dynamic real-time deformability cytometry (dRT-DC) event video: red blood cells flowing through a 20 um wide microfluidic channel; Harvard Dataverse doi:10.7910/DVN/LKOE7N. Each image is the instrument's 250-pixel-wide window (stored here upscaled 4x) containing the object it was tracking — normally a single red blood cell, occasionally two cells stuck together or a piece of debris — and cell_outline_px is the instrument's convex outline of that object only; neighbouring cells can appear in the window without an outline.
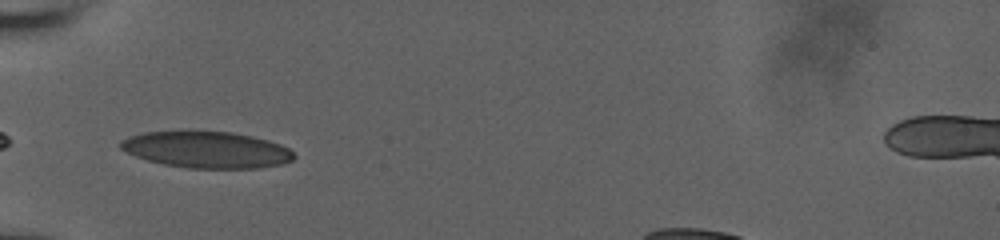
{"species": "human", "species_latin": "Homo sapiens", "temperature_condition": "room temperature", "stored_images_in_passage": 4, "camera_frame_rate_fps": 3000, "um_per_image_px": 0.085, "donor": {"sex": "male"}, "frame": {"image": 1, "passage_image": 1, "time_ms": 0.0, "image_size_px": [1000, 240], "cell_outline_px": [[296, 156], [292, 160], [280, 164], [260, 168], [188, 168], [164, 164], [148, 160], [136, 156], [120, 148], [120, 140], [128, 136], [144, 132], [180, 128], [232, 132], [252, 136], [268, 140], [280, 144], [288, 148]], "centroid_in_image_um": [17.51, 12.68], "position_along_channel_um": 67.5, "area_um2": 37.8}}
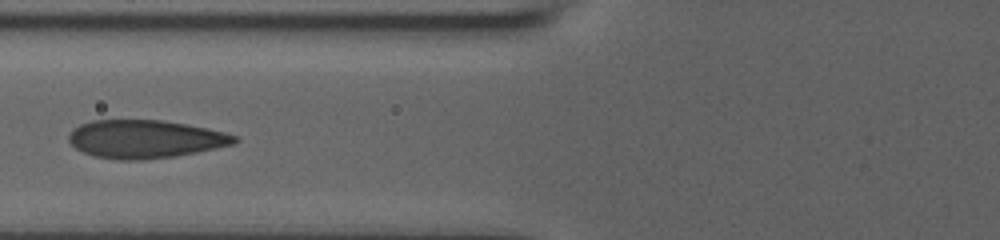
{"frame": {"image": 2, "passage_image": 3, "time_ms": 1.333, "image_size_px": [1000, 240], "cell_outline_px": [[240, 140], [236, 144], [176, 156], [140, 160], [116, 160], [96, 156], [84, 152], [76, 148], [68, 140], [68, 136], [80, 124], [92, 120], [160, 120], [188, 124], [208, 128], [224, 132], [236, 136]], "centroid_in_image_um": [12.38, 11.82], "position_along_channel_um": 113.4, "area_um2": 36.82}}